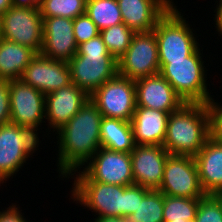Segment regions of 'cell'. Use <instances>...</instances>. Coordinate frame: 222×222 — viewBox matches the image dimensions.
I'll return each mask as SVG.
<instances>
[{"mask_svg": "<svg viewBox=\"0 0 222 222\" xmlns=\"http://www.w3.org/2000/svg\"><path fill=\"white\" fill-rule=\"evenodd\" d=\"M83 172L93 181L120 186L134 185L130 152L101 147L87 162Z\"/></svg>", "mask_w": 222, "mask_h": 222, "instance_id": "13", "label": "cell"}, {"mask_svg": "<svg viewBox=\"0 0 222 222\" xmlns=\"http://www.w3.org/2000/svg\"><path fill=\"white\" fill-rule=\"evenodd\" d=\"M200 199L164 195V222L194 221Z\"/></svg>", "mask_w": 222, "mask_h": 222, "instance_id": "26", "label": "cell"}, {"mask_svg": "<svg viewBox=\"0 0 222 222\" xmlns=\"http://www.w3.org/2000/svg\"><path fill=\"white\" fill-rule=\"evenodd\" d=\"M36 54L30 47L0 38V78L20 79Z\"/></svg>", "mask_w": 222, "mask_h": 222, "instance_id": "22", "label": "cell"}, {"mask_svg": "<svg viewBox=\"0 0 222 222\" xmlns=\"http://www.w3.org/2000/svg\"><path fill=\"white\" fill-rule=\"evenodd\" d=\"M169 115L156 109L136 107L130 121L136 145L162 146Z\"/></svg>", "mask_w": 222, "mask_h": 222, "instance_id": "20", "label": "cell"}, {"mask_svg": "<svg viewBox=\"0 0 222 222\" xmlns=\"http://www.w3.org/2000/svg\"><path fill=\"white\" fill-rule=\"evenodd\" d=\"M149 190L139 185L125 186V217L136 211L139 200H142Z\"/></svg>", "mask_w": 222, "mask_h": 222, "instance_id": "32", "label": "cell"}, {"mask_svg": "<svg viewBox=\"0 0 222 222\" xmlns=\"http://www.w3.org/2000/svg\"><path fill=\"white\" fill-rule=\"evenodd\" d=\"M194 222H222V209L212 195L200 199Z\"/></svg>", "mask_w": 222, "mask_h": 222, "instance_id": "29", "label": "cell"}, {"mask_svg": "<svg viewBox=\"0 0 222 222\" xmlns=\"http://www.w3.org/2000/svg\"><path fill=\"white\" fill-rule=\"evenodd\" d=\"M102 118L99 109L88 99L82 108L57 131L58 171L62 177L69 178L70 175H74L101 148Z\"/></svg>", "mask_w": 222, "mask_h": 222, "instance_id": "1", "label": "cell"}, {"mask_svg": "<svg viewBox=\"0 0 222 222\" xmlns=\"http://www.w3.org/2000/svg\"><path fill=\"white\" fill-rule=\"evenodd\" d=\"M73 33L77 45L88 41L100 34L96 24L91 18L85 13L73 19Z\"/></svg>", "mask_w": 222, "mask_h": 222, "instance_id": "30", "label": "cell"}, {"mask_svg": "<svg viewBox=\"0 0 222 222\" xmlns=\"http://www.w3.org/2000/svg\"><path fill=\"white\" fill-rule=\"evenodd\" d=\"M94 222H135L128 217H101L94 219Z\"/></svg>", "mask_w": 222, "mask_h": 222, "instance_id": "37", "label": "cell"}, {"mask_svg": "<svg viewBox=\"0 0 222 222\" xmlns=\"http://www.w3.org/2000/svg\"><path fill=\"white\" fill-rule=\"evenodd\" d=\"M13 6L11 0H0V16Z\"/></svg>", "mask_w": 222, "mask_h": 222, "instance_id": "38", "label": "cell"}, {"mask_svg": "<svg viewBox=\"0 0 222 222\" xmlns=\"http://www.w3.org/2000/svg\"><path fill=\"white\" fill-rule=\"evenodd\" d=\"M194 158L204 192L211 195L222 190V142L210 137Z\"/></svg>", "mask_w": 222, "mask_h": 222, "instance_id": "21", "label": "cell"}, {"mask_svg": "<svg viewBox=\"0 0 222 222\" xmlns=\"http://www.w3.org/2000/svg\"><path fill=\"white\" fill-rule=\"evenodd\" d=\"M9 80L0 78V126L10 123Z\"/></svg>", "mask_w": 222, "mask_h": 222, "instance_id": "33", "label": "cell"}, {"mask_svg": "<svg viewBox=\"0 0 222 222\" xmlns=\"http://www.w3.org/2000/svg\"><path fill=\"white\" fill-rule=\"evenodd\" d=\"M210 112V130L211 137L219 142H222V106L210 99L207 103Z\"/></svg>", "mask_w": 222, "mask_h": 222, "instance_id": "31", "label": "cell"}, {"mask_svg": "<svg viewBox=\"0 0 222 222\" xmlns=\"http://www.w3.org/2000/svg\"><path fill=\"white\" fill-rule=\"evenodd\" d=\"M136 107L172 113L185 102L159 73L135 80Z\"/></svg>", "mask_w": 222, "mask_h": 222, "instance_id": "17", "label": "cell"}, {"mask_svg": "<svg viewBox=\"0 0 222 222\" xmlns=\"http://www.w3.org/2000/svg\"><path fill=\"white\" fill-rule=\"evenodd\" d=\"M170 222H194V221H186V220H183V221H170Z\"/></svg>", "mask_w": 222, "mask_h": 222, "instance_id": "40", "label": "cell"}, {"mask_svg": "<svg viewBox=\"0 0 222 222\" xmlns=\"http://www.w3.org/2000/svg\"><path fill=\"white\" fill-rule=\"evenodd\" d=\"M159 60H186L199 46L190 25L174 4L153 29Z\"/></svg>", "mask_w": 222, "mask_h": 222, "instance_id": "6", "label": "cell"}, {"mask_svg": "<svg viewBox=\"0 0 222 222\" xmlns=\"http://www.w3.org/2000/svg\"><path fill=\"white\" fill-rule=\"evenodd\" d=\"M18 208L16 205H12L7 210L0 211V222H28Z\"/></svg>", "mask_w": 222, "mask_h": 222, "instance_id": "34", "label": "cell"}, {"mask_svg": "<svg viewBox=\"0 0 222 222\" xmlns=\"http://www.w3.org/2000/svg\"><path fill=\"white\" fill-rule=\"evenodd\" d=\"M211 137L207 104L185 103L170 113L162 146L170 155L195 157Z\"/></svg>", "mask_w": 222, "mask_h": 222, "instance_id": "2", "label": "cell"}, {"mask_svg": "<svg viewBox=\"0 0 222 222\" xmlns=\"http://www.w3.org/2000/svg\"><path fill=\"white\" fill-rule=\"evenodd\" d=\"M68 64L72 83L89 96L118 74L117 60L109 53L100 34L79 44Z\"/></svg>", "mask_w": 222, "mask_h": 222, "instance_id": "3", "label": "cell"}, {"mask_svg": "<svg viewBox=\"0 0 222 222\" xmlns=\"http://www.w3.org/2000/svg\"><path fill=\"white\" fill-rule=\"evenodd\" d=\"M10 123L31 129L38 135V126L45 118V95L21 79L9 80Z\"/></svg>", "mask_w": 222, "mask_h": 222, "instance_id": "12", "label": "cell"}, {"mask_svg": "<svg viewBox=\"0 0 222 222\" xmlns=\"http://www.w3.org/2000/svg\"><path fill=\"white\" fill-rule=\"evenodd\" d=\"M163 208L164 194L151 189L139 200L136 211L127 217L135 222H164Z\"/></svg>", "mask_w": 222, "mask_h": 222, "instance_id": "25", "label": "cell"}, {"mask_svg": "<svg viewBox=\"0 0 222 222\" xmlns=\"http://www.w3.org/2000/svg\"><path fill=\"white\" fill-rule=\"evenodd\" d=\"M85 13L99 31L123 23L117 0H86Z\"/></svg>", "mask_w": 222, "mask_h": 222, "instance_id": "24", "label": "cell"}, {"mask_svg": "<svg viewBox=\"0 0 222 222\" xmlns=\"http://www.w3.org/2000/svg\"><path fill=\"white\" fill-rule=\"evenodd\" d=\"M123 23L135 33L152 31L172 0H117Z\"/></svg>", "mask_w": 222, "mask_h": 222, "instance_id": "19", "label": "cell"}, {"mask_svg": "<svg viewBox=\"0 0 222 222\" xmlns=\"http://www.w3.org/2000/svg\"><path fill=\"white\" fill-rule=\"evenodd\" d=\"M198 47L186 60H159V74L185 103L207 104L212 98L207 90L205 66Z\"/></svg>", "mask_w": 222, "mask_h": 222, "instance_id": "4", "label": "cell"}, {"mask_svg": "<svg viewBox=\"0 0 222 222\" xmlns=\"http://www.w3.org/2000/svg\"><path fill=\"white\" fill-rule=\"evenodd\" d=\"M100 136L101 147L112 151L128 153L136 146L131 122L121 119L103 116Z\"/></svg>", "mask_w": 222, "mask_h": 222, "instance_id": "23", "label": "cell"}, {"mask_svg": "<svg viewBox=\"0 0 222 222\" xmlns=\"http://www.w3.org/2000/svg\"><path fill=\"white\" fill-rule=\"evenodd\" d=\"M42 17L75 19L85 14L86 0H40Z\"/></svg>", "mask_w": 222, "mask_h": 222, "instance_id": "28", "label": "cell"}, {"mask_svg": "<svg viewBox=\"0 0 222 222\" xmlns=\"http://www.w3.org/2000/svg\"><path fill=\"white\" fill-rule=\"evenodd\" d=\"M90 100L102 116L130 122L136 109L135 81L117 74L98 87Z\"/></svg>", "mask_w": 222, "mask_h": 222, "instance_id": "8", "label": "cell"}, {"mask_svg": "<svg viewBox=\"0 0 222 222\" xmlns=\"http://www.w3.org/2000/svg\"><path fill=\"white\" fill-rule=\"evenodd\" d=\"M20 79L44 95L72 83L68 62L50 59L40 53L32 58Z\"/></svg>", "mask_w": 222, "mask_h": 222, "instance_id": "14", "label": "cell"}, {"mask_svg": "<svg viewBox=\"0 0 222 222\" xmlns=\"http://www.w3.org/2000/svg\"><path fill=\"white\" fill-rule=\"evenodd\" d=\"M216 11V17L215 19V24L217 25V31L222 35V2L219 3V6L217 5V8L215 9Z\"/></svg>", "mask_w": 222, "mask_h": 222, "instance_id": "36", "label": "cell"}, {"mask_svg": "<svg viewBox=\"0 0 222 222\" xmlns=\"http://www.w3.org/2000/svg\"><path fill=\"white\" fill-rule=\"evenodd\" d=\"M43 18V43L40 54L50 59L68 62L78 50L73 33V19Z\"/></svg>", "mask_w": 222, "mask_h": 222, "instance_id": "16", "label": "cell"}, {"mask_svg": "<svg viewBox=\"0 0 222 222\" xmlns=\"http://www.w3.org/2000/svg\"><path fill=\"white\" fill-rule=\"evenodd\" d=\"M160 190L164 195L185 198H203L204 192L195 158L169 155L164 167Z\"/></svg>", "mask_w": 222, "mask_h": 222, "instance_id": "11", "label": "cell"}, {"mask_svg": "<svg viewBox=\"0 0 222 222\" xmlns=\"http://www.w3.org/2000/svg\"><path fill=\"white\" fill-rule=\"evenodd\" d=\"M12 4L17 7L39 8L40 0H11Z\"/></svg>", "mask_w": 222, "mask_h": 222, "instance_id": "35", "label": "cell"}, {"mask_svg": "<svg viewBox=\"0 0 222 222\" xmlns=\"http://www.w3.org/2000/svg\"><path fill=\"white\" fill-rule=\"evenodd\" d=\"M135 32L124 23H120L100 31L109 53L116 59H120L130 46Z\"/></svg>", "mask_w": 222, "mask_h": 222, "instance_id": "27", "label": "cell"}, {"mask_svg": "<svg viewBox=\"0 0 222 222\" xmlns=\"http://www.w3.org/2000/svg\"><path fill=\"white\" fill-rule=\"evenodd\" d=\"M90 99L77 85L71 83L45 95V119L53 130L61 129Z\"/></svg>", "mask_w": 222, "mask_h": 222, "instance_id": "18", "label": "cell"}, {"mask_svg": "<svg viewBox=\"0 0 222 222\" xmlns=\"http://www.w3.org/2000/svg\"><path fill=\"white\" fill-rule=\"evenodd\" d=\"M72 199L98 217H125V186L106 184L91 180L83 171L77 172Z\"/></svg>", "mask_w": 222, "mask_h": 222, "instance_id": "5", "label": "cell"}, {"mask_svg": "<svg viewBox=\"0 0 222 222\" xmlns=\"http://www.w3.org/2000/svg\"><path fill=\"white\" fill-rule=\"evenodd\" d=\"M130 153L134 185L158 190L170 155L167 150L160 145H136Z\"/></svg>", "mask_w": 222, "mask_h": 222, "instance_id": "15", "label": "cell"}, {"mask_svg": "<svg viewBox=\"0 0 222 222\" xmlns=\"http://www.w3.org/2000/svg\"><path fill=\"white\" fill-rule=\"evenodd\" d=\"M211 195L217 200V202L220 204V207L222 209V190L217 191Z\"/></svg>", "mask_w": 222, "mask_h": 222, "instance_id": "39", "label": "cell"}, {"mask_svg": "<svg viewBox=\"0 0 222 222\" xmlns=\"http://www.w3.org/2000/svg\"><path fill=\"white\" fill-rule=\"evenodd\" d=\"M117 63L118 74L134 81L158 74L160 63L154 31L135 33L130 46Z\"/></svg>", "mask_w": 222, "mask_h": 222, "instance_id": "10", "label": "cell"}, {"mask_svg": "<svg viewBox=\"0 0 222 222\" xmlns=\"http://www.w3.org/2000/svg\"><path fill=\"white\" fill-rule=\"evenodd\" d=\"M38 145L31 129L12 123L0 126V183L18 172Z\"/></svg>", "mask_w": 222, "mask_h": 222, "instance_id": "7", "label": "cell"}, {"mask_svg": "<svg viewBox=\"0 0 222 222\" xmlns=\"http://www.w3.org/2000/svg\"><path fill=\"white\" fill-rule=\"evenodd\" d=\"M0 38L25 45L40 53L43 43L40 9L13 5L0 16Z\"/></svg>", "mask_w": 222, "mask_h": 222, "instance_id": "9", "label": "cell"}]
</instances>
